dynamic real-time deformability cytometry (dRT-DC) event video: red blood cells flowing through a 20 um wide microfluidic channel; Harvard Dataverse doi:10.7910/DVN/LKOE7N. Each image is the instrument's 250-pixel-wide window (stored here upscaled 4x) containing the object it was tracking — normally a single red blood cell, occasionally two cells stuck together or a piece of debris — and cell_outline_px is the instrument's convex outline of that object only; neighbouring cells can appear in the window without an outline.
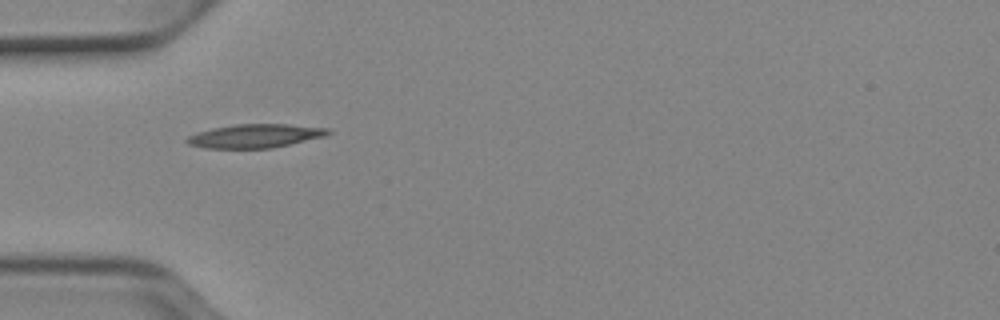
{"species": "Egyptian fruit bat (a non-hibernating species)", "species_latin": "Rousettus aegyptiacus", "temperature_condition": "cold", "stored_images_in_passage": 36, "camera_frame_rate_fps": 3000, "um_per_image_px": 0.085, "animal": {"sex": "female"}, "frame": {"image": 1, "passage_image": 1, "time_ms": 0.0, "image_size_px": [1000, 320], "cell_outline_px": [[332, 132], [324, 136], [272, 148], [204, 148], [188, 144], [184, 140], [188, 136], [196, 132], [212, 128], [232, 124], [288, 124], [328, 128]], "centroid_in_image_um": [21.64, 11.55], "position_along_channel_um": 63.4, "area_um2": 19.48}}
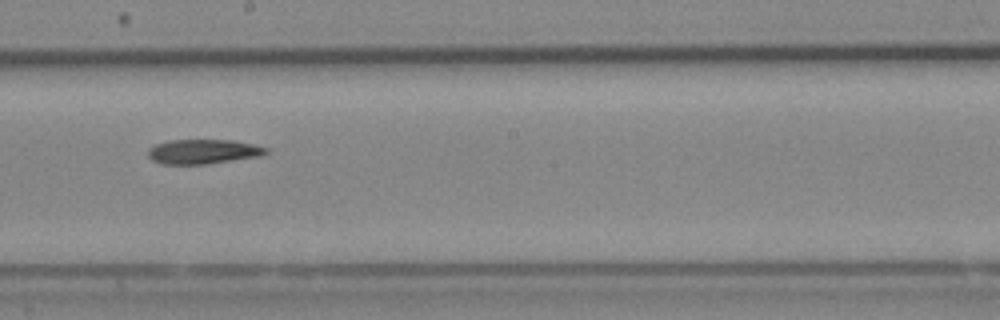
{"frame": {"image": 2, "passage_image": 14, "time_ms": 4.333, "image_size_px": [1000, 320], "cell_outline_px": [[268, 152], [260, 156], [208, 164], [160, 164], [152, 160], [148, 156], [148, 148], [156, 144], [168, 140], [232, 140], [252, 144], [268, 148]], "centroid_in_image_um": [17.24, 12.89], "position_along_channel_um": 231.0, "area_um2": 16.94}}
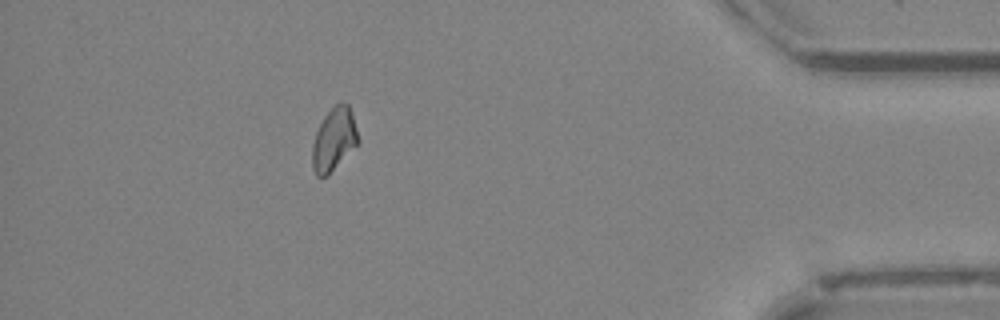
{"frame": {"image": 3, "passage_image": 31, "time_ms": 10.0, "image_size_px": [1000, 320], "cell_outline_px": [[360, 144], [328, 176], [316, 176], [312, 168], [312, 144], [316, 132], [324, 116], [340, 100], [348, 104], [360, 140]], "centroid_in_image_um": [28.4, 11.89], "position_along_channel_um": 406.8, "area_um2": 17.11}}